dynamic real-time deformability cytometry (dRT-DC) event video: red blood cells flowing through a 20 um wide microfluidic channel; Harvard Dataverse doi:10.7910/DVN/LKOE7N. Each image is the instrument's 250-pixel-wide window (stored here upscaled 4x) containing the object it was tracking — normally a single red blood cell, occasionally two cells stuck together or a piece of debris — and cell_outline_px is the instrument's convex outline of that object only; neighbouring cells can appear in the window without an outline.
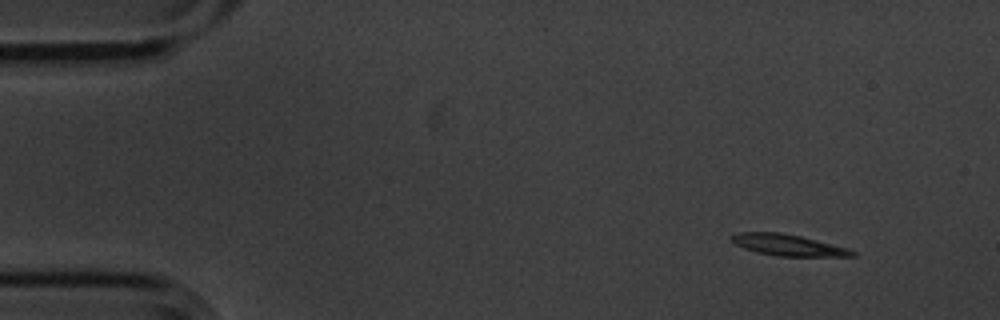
{"species": "common noctule bat (a hibernating species)", "species_latin": "Nyctalus noctula", "temperature_condition": "cold", "stored_images_in_passage": 5, "segment_of_instrument_passage": [1, 2], "camera_frame_rate_fps": 3000, "um_per_image_px": 0.085, "animal": {"sex": "male", "body_mass_g": 20.1, "forearm_length_mm": 53.5}, "frame": {"image": 1, "passage_image": 1, "time_ms": 0.0, "image_size_px": [1000, 320], "cell_outline_px": [[856, 256], [776, 256], [756, 252], [744, 248], [736, 244], [732, 240], [732, 236], [740, 232], [780, 232], [800, 236], [848, 248], [856, 252]], "centroid_in_image_um": [67.0, 20.83], "position_along_channel_um": 18.0, "area_um2": 14.8}}